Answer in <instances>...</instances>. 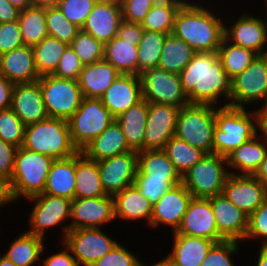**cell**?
Instances as JSON below:
<instances>
[{
	"label": "cell",
	"mask_w": 267,
	"mask_h": 266,
	"mask_svg": "<svg viewBox=\"0 0 267 266\" xmlns=\"http://www.w3.org/2000/svg\"><path fill=\"white\" fill-rule=\"evenodd\" d=\"M189 103L211 104L225 96L230 101L231 78L224 70L217 52H196L179 74Z\"/></svg>",
	"instance_id": "6da1fadb"
},
{
	"label": "cell",
	"mask_w": 267,
	"mask_h": 266,
	"mask_svg": "<svg viewBox=\"0 0 267 266\" xmlns=\"http://www.w3.org/2000/svg\"><path fill=\"white\" fill-rule=\"evenodd\" d=\"M223 23L211 10L185 2L177 12L172 33L196 52H217L224 38Z\"/></svg>",
	"instance_id": "7a4b0ae2"
},
{
	"label": "cell",
	"mask_w": 267,
	"mask_h": 266,
	"mask_svg": "<svg viewBox=\"0 0 267 266\" xmlns=\"http://www.w3.org/2000/svg\"><path fill=\"white\" fill-rule=\"evenodd\" d=\"M255 120L257 127L254 125ZM259 127L257 111L222 106L216 108V126L213 138V153L227 157L236 148L256 136Z\"/></svg>",
	"instance_id": "3957f363"
},
{
	"label": "cell",
	"mask_w": 267,
	"mask_h": 266,
	"mask_svg": "<svg viewBox=\"0 0 267 266\" xmlns=\"http://www.w3.org/2000/svg\"><path fill=\"white\" fill-rule=\"evenodd\" d=\"M22 147L54 160L69 158L79 152L72 143L68 120L51 117L25 127Z\"/></svg>",
	"instance_id": "277c9868"
},
{
	"label": "cell",
	"mask_w": 267,
	"mask_h": 266,
	"mask_svg": "<svg viewBox=\"0 0 267 266\" xmlns=\"http://www.w3.org/2000/svg\"><path fill=\"white\" fill-rule=\"evenodd\" d=\"M215 126L214 105L189 103L180 108L174 136L205 154H213Z\"/></svg>",
	"instance_id": "5b68a950"
},
{
	"label": "cell",
	"mask_w": 267,
	"mask_h": 266,
	"mask_svg": "<svg viewBox=\"0 0 267 266\" xmlns=\"http://www.w3.org/2000/svg\"><path fill=\"white\" fill-rule=\"evenodd\" d=\"M53 161L54 159L50 156L22 146L17 149L11 178L16 200L20 196L30 198L43 193Z\"/></svg>",
	"instance_id": "8992f818"
},
{
	"label": "cell",
	"mask_w": 267,
	"mask_h": 266,
	"mask_svg": "<svg viewBox=\"0 0 267 266\" xmlns=\"http://www.w3.org/2000/svg\"><path fill=\"white\" fill-rule=\"evenodd\" d=\"M226 157L218 154H205L182 177V184L195 198H210L221 194L230 175L225 169Z\"/></svg>",
	"instance_id": "52a82bcc"
},
{
	"label": "cell",
	"mask_w": 267,
	"mask_h": 266,
	"mask_svg": "<svg viewBox=\"0 0 267 266\" xmlns=\"http://www.w3.org/2000/svg\"><path fill=\"white\" fill-rule=\"evenodd\" d=\"M115 118L103 105L101 98H83L80 107L68 119L71 140L81 151L98 137Z\"/></svg>",
	"instance_id": "ba28073f"
},
{
	"label": "cell",
	"mask_w": 267,
	"mask_h": 266,
	"mask_svg": "<svg viewBox=\"0 0 267 266\" xmlns=\"http://www.w3.org/2000/svg\"><path fill=\"white\" fill-rule=\"evenodd\" d=\"M38 82L48 117L68 120L80 107L84 97L78 81L47 75Z\"/></svg>",
	"instance_id": "9c48e42d"
},
{
	"label": "cell",
	"mask_w": 267,
	"mask_h": 266,
	"mask_svg": "<svg viewBox=\"0 0 267 266\" xmlns=\"http://www.w3.org/2000/svg\"><path fill=\"white\" fill-rule=\"evenodd\" d=\"M267 103V54L258 55L240 74L231 79L230 103L223 106L244 108L258 101ZM244 104V105H243Z\"/></svg>",
	"instance_id": "30bf717a"
},
{
	"label": "cell",
	"mask_w": 267,
	"mask_h": 266,
	"mask_svg": "<svg viewBox=\"0 0 267 266\" xmlns=\"http://www.w3.org/2000/svg\"><path fill=\"white\" fill-rule=\"evenodd\" d=\"M143 99L148 103H159L183 107L189 104L183 92L179 74L167 72L160 67L143 70L140 74Z\"/></svg>",
	"instance_id": "8fae6325"
},
{
	"label": "cell",
	"mask_w": 267,
	"mask_h": 266,
	"mask_svg": "<svg viewBox=\"0 0 267 266\" xmlns=\"http://www.w3.org/2000/svg\"><path fill=\"white\" fill-rule=\"evenodd\" d=\"M63 244L70 250L78 266H91L110 252L118 242L109 238L100 228H79L69 230Z\"/></svg>",
	"instance_id": "7c38bea8"
},
{
	"label": "cell",
	"mask_w": 267,
	"mask_h": 266,
	"mask_svg": "<svg viewBox=\"0 0 267 266\" xmlns=\"http://www.w3.org/2000/svg\"><path fill=\"white\" fill-rule=\"evenodd\" d=\"M69 225L63 226V239L69 230L79 228H99L104 223L115 219L114 198L100 196L97 198H78L71 201Z\"/></svg>",
	"instance_id": "4fadbf2b"
},
{
	"label": "cell",
	"mask_w": 267,
	"mask_h": 266,
	"mask_svg": "<svg viewBox=\"0 0 267 266\" xmlns=\"http://www.w3.org/2000/svg\"><path fill=\"white\" fill-rule=\"evenodd\" d=\"M97 163L102 187L106 195L114 197L133 185L138 168V152L128 151Z\"/></svg>",
	"instance_id": "5bb4252c"
},
{
	"label": "cell",
	"mask_w": 267,
	"mask_h": 266,
	"mask_svg": "<svg viewBox=\"0 0 267 266\" xmlns=\"http://www.w3.org/2000/svg\"><path fill=\"white\" fill-rule=\"evenodd\" d=\"M180 107L148 103L147 123L144 131V150H163L175 135Z\"/></svg>",
	"instance_id": "9a60e30c"
},
{
	"label": "cell",
	"mask_w": 267,
	"mask_h": 266,
	"mask_svg": "<svg viewBox=\"0 0 267 266\" xmlns=\"http://www.w3.org/2000/svg\"><path fill=\"white\" fill-rule=\"evenodd\" d=\"M222 194L247 216L255 212L267 197L266 187L253 175L230 173Z\"/></svg>",
	"instance_id": "2e32d148"
},
{
	"label": "cell",
	"mask_w": 267,
	"mask_h": 266,
	"mask_svg": "<svg viewBox=\"0 0 267 266\" xmlns=\"http://www.w3.org/2000/svg\"><path fill=\"white\" fill-rule=\"evenodd\" d=\"M35 201L32 209L27 231L44 239L46 229L60 225L63 220L70 217L71 201L64 197L49 194H38L30 197Z\"/></svg>",
	"instance_id": "e0dca14e"
},
{
	"label": "cell",
	"mask_w": 267,
	"mask_h": 266,
	"mask_svg": "<svg viewBox=\"0 0 267 266\" xmlns=\"http://www.w3.org/2000/svg\"><path fill=\"white\" fill-rule=\"evenodd\" d=\"M174 233L202 237L216 243L224 241L219 235L209 198L192 197L182 222Z\"/></svg>",
	"instance_id": "ac0fdd59"
},
{
	"label": "cell",
	"mask_w": 267,
	"mask_h": 266,
	"mask_svg": "<svg viewBox=\"0 0 267 266\" xmlns=\"http://www.w3.org/2000/svg\"><path fill=\"white\" fill-rule=\"evenodd\" d=\"M122 21L120 0H98L81 29L105 45L117 36Z\"/></svg>",
	"instance_id": "d6986e66"
},
{
	"label": "cell",
	"mask_w": 267,
	"mask_h": 266,
	"mask_svg": "<svg viewBox=\"0 0 267 266\" xmlns=\"http://www.w3.org/2000/svg\"><path fill=\"white\" fill-rule=\"evenodd\" d=\"M224 38L258 55H265L267 51L263 50L267 46V21L249 14H242L239 20L229 28L224 25Z\"/></svg>",
	"instance_id": "ffe728a7"
},
{
	"label": "cell",
	"mask_w": 267,
	"mask_h": 266,
	"mask_svg": "<svg viewBox=\"0 0 267 266\" xmlns=\"http://www.w3.org/2000/svg\"><path fill=\"white\" fill-rule=\"evenodd\" d=\"M103 105L114 118L143 100L139 75L120 74L101 97Z\"/></svg>",
	"instance_id": "44dd1931"
},
{
	"label": "cell",
	"mask_w": 267,
	"mask_h": 266,
	"mask_svg": "<svg viewBox=\"0 0 267 266\" xmlns=\"http://www.w3.org/2000/svg\"><path fill=\"white\" fill-rule=\"evenodd\" d=\"M209 199L219 235L224 240L244 242L249 216L234 206L222 193Z\"/></svg>",
	"instance_id": "7402d4cb"
},
{
	"label": "cell",
	"mask_w": 267,
	"mask_h": 266,
	"mask_svg": "<svg viewBox=\"0 0 267 266\" xmlns=\"http://www.w3.org/2000/svg\"><path fill=\"white\" fill-rule=\"evenodd\" d=\"M10 108L26 126L48 118L38 81L15 83Z\"/></svg>",
	"instance_id": "603a6c76"
},
{
	"label": "cell",
	"mask_w": 267,
	"mask_h": 266,
	"mask_svg": "<svg viewBox=\"0 0 267 266\" xmlns=\"http://www.w3.org/2000/svg\"><path fill=\"white\" fill-rule=\"evenodd\" d=\"M192 197L182 183L172 187L153 206L151 226L158 227L162 223L172 226L176 232Z\"/></svg>",
	"instance_id": "cb8c5ba5"
},
{
	"label": "cell",
	"mask_w": 267,
	"mask_h": 266,
	"mask_svg": "<svg viewBox=\"0 0 267 266\" xmlns=\"http://www.w3.org/2000/svg\"><path fill=\"white\" fill-rule=\"evenodd\" d=\"M0 73L14 84L38 81L33 47L22 45L0 55Z\"/></svg>",
	"instance_id": "d4e9b609"
},
{
	"label": "cell",
	"mask_w": 267,
	"mask_h": 266,
	"mask_svg": "<svg viewBox=\"0 0 267 266\" xmlns=\"http://www.w3.org/2000/svg\"><path fill=\"white\" fill-rule=\"evenodd\" d=\"M121 73L105 59L84 65L78 84L84 98H101Z\"/></svg>",
	"instance_id": "484cf974"
},
{
	"label": "cell",
	"mask_w": 267,
	"mask_h": 266,
	"mask_svg": "<svg viewBox=\"0 0 267 266\" xmlns=\"http://www.w3.org/2000/svg\"><path fill=\"white\" fill-rule=\"evenodd\" d=\"M128 151L133 150L127 145L122 128L116 120L81 150L87 158L97 162Z\"/></svg>",
	"instance_id": "4316f807"
},
{
	"label": "cell",
	"mask_w": 267,
	"mask_h": 266,
	"mask_svg": "<svg viewBox=\"0 0 267 266\" xmlns=\"http://www.w3.org/2000/svg\"><path fill=\"white\" fill-rule=\"evenodd\" d=\"M76 186V154L65 159L53 161L47 176L43 193L75 199Z\"/></svg>",
	"instance_id": "83f0119b"
},
{
	"label": "cell",
	"mask_w": 267,
	"mask_h": 266,
	"mask_svg": "<svg viewBox=\"0 0 267 266\" xmlns=\"http://www.w3.org/2000/svg\"><path fill=\"white\" fill-rule=\"evenodd\" d=\"M174 247L168 255L173 266H200L211 247L216 243L202 237L173 233Z\"/></svg>",
	"instance_id": "f1b7e54d"
},
{
	"label": "cell",
	"mask_w": 267,
	"mask_h": 266,
	"mask_svg": "<svg viewBox=\"0 0 267 266\" xmlns=\"http://www.w3.org/2000/svg\"><path fill=\"white\" fill-rule=\"evenodd\" d=\"M115 218L125 220L146 219L151 226L153 206L134 186H128L114 197Z\"/></svg>",
	"instance_id": "f546056e"
},
{
	"label": "cell",
	"mask_w": 267,
	"mask_h": 266,
	"mask_svg": "<svg viewBox=\"0 0 267 266\" xmlns=\"http://www.w3.org/2000/svg\"><path fill=\"white\" fill-rule=\"evenodd\" d=\"M147 116L148 102L143 99L115 118L122 128L127 145L133 151L144 150V131Z\"/></svg>",
	"instance_id": "4dcf8cb0"
},
{
	"label": "cell",
	"mask_w": 267,
	"mask_h": 266,
	"mask_svg": "<svg viewBox=\"0 0 267 266\" xmlns=\"http://www.w3.org/2000/svg\"><path fill=\"white\" fill-rule=\"evenodd\" d=\"M258 135L246 141L226 157L228 167L231 166L240 171L239 175H254L266 157L267 141L263 143V140L258 139L263 138L262 135Z\"/></svg>",
	"instance_id": "1f68e13d"
},
{
	"label": "cell",
	"mask_w": 267,
	"mask_h": 266,
	"mask_svg": "<svg viewBox=\"0 0 267 266\" xmlns=\"http://www.w3.org/2000/svg\"><path fill=\"white\" fill-rule=\"evenodd\" d=\"M107 196L100 179L98 163L81 151L76 153L75 199Z\"/></svg>",
	"instance_id": "d6a6232c"
},
{
	"label": "cell",
	"mask_w": 267,
	"mask_h": 266,
	"mask_svg": "<svg viewBox=\"0 0 267 266\" xmlns=\"http://www.w3.org/2000/svg\"><path fill=\"white\" fill-rule=\"evenodd\" d=\"M117 36L104 46V59L121 74L138 75V44Z\"/></svg>",
	"instance_id": "836d02e7"
},
{
	"label": "cell",
	"mask_w": 267,
	"mask_h": 266,
	"mask_svg": "<svg viewBox=\"0 0 267 266\" xmlns=\"http://www.w3.org/2000/svg\"><path fill=\"white\" fill-rule=\"evenodd\" d=\"M136 175L164 180H182L172 161L163 150H142L138 152Z\"/></svg>",
	"instance_id": "e575fe53"
},
{
	"label": "cell",
	"mask_w": 267,
	"mask_h": 266,
	"mask_svg": "<svg viewBox=\"0 0 267 266\" xmlns=\"http://www.w3.org/2000/svg\"><path fill=\"white\" fill-rule=\"evenodd\" d=\"M196 51L173 33L167 34L158 67L167 72L180 74Z\"/></svg>",
	"instance_id": "d590c367"
},
{
	"label": "cell",
	"mask_w": 267,
	"mask_h": 266,
	"mask_svg": "<svg viewBox=\"0 0 267 266\" xmlns=\"http://www.w3.org/2000/svg\"><path fill=\"white\" fill-rule=\"evenodd\" d=\"M43 241V238L25 231L12 242L7 253L2 256L16 266H33L44 251Z\"/></svg>",
	"instance_id": "8d00e7d4"
},
{
	"label": "cell",
	"mask_w": 267,
	"mask_h": 266,
	"mask_svg": "<svg viewBox=\"0 0 267 266\" xmlns=\"http://www.w3.org/2000/svg\"><path fill=\"white\" fill-rule=\"evenodd\" d=\"M184 0H158L141 22V27L147 31L171 34L174 22Z\"/></svg>",
	"instance_id": "74e56055"
},
{
	"label": "cell",
	"mask_w": 267,
	"mask_h": 266,
	"mask_svg": "<svg viewBox=\"0 0 267 266\" xmlns=\"http://www.w3.org/2000/svg\"><path fill=\"white\" fill-rule=\"evenodd\" d=\"M67 46V43L51 36H46L41 42L33 46L35 67L39 78L55 73Z\"/></svg>",
	"instance_id": "f35d334b"
},
{
	"label": "cell",
	"mask_w": 267,
	"mask_h": 266,
	"mask_svg": "<svg viewBox=\"0 0 267 266\" xmlns=\"http://www.w3.org/2000/svg\"><path fill=\"white\" fill-rule=\"evenodd\" d=\"M17 21L24 45L33 47L48 36L46 8L32 6L22 9Z\"/></svg>",
	"instance_id": "ab89813d"
},
{
	"label": "cell",
	"mask_w": 267,
	"mask_h": 266,
	"mask_svg": "<svg viewBox=\"0 0 267 266\" xmlns=\"http://www.w3.org/2000/svg\"><path fill=\"white\" fill-rule=\"evenodd\" d=\"M217 55L231 79L242 73L258 56L257 53L250 49L230 44L225 38H223L217 50Z\"/></svg>",
	"instance_id": "60d3db41"
},
{
	"label": "cell",
	"mask_w": 267,
	"mask_h": 266,
	"mask_svg": "<svg viewBox=\"0 0 267 266\" xmlns=\"http://www.w3.org/2000/svg\"><path fill=\"white\" fill-rule=\"evenodd\" d=\"M163 151L172 161L176 170L182 177L205 155L200 149L191 146L176 136H173L165 144Z\"/></svg>",
	"instance_id": "b9f144b4"
},
{
	"label": "cell",
	"mask_w": 267,
	"mask_h": 266,
	"mask_svg": "<svg viewBox=\"0 0 267 266\" xmlns=\"http://www.w3.org/2000/svg\"><path fill=\"white\" fill-rule=\"evenodd\" d=\"M166 35L144 30L138 44V75L145 69L158 67Z\"/></svg>",
	"instance_id": "7bdbcfd3"
},
{
	"label": "cell",
	"mask_w": 267,
	"mask_h": 266,
	"mask_svg": "<svg viewBox=\"0 0 267 266\" xmlns=\"http://www.w3.org/2000/svg\"><path fill=\"white\" fill-rule=\"evenodd\" d=\"M46 27L48 36L59 39L68 45L81 30L77 25L71 23L58 7L46 8Z\"/></svg>",
	"instance_id": "ee69618b"
},
{
	"label": "cell",
	"mask_w": 267,
	"mask_h": 266,
	"mask_svg": "<svg viewBox=\"0 0 267 266\" xmlns=\"http://www.w3.org/2000/svg\"><path fill=\"white\" fill-rule=\"evenodd\" d=\"M83 65L104 59V44L82 29L69 44Z\"/></svg>",
	"instance_id": "f6af8a7d"
},
{
	"label": "cell",
	"mask_w": 267,
	"mask_h": 266,
	"mask_svg": "<svg viewBox=\"0 0 267 266\" xmlns=\"http://www.w3.org/2000/svg\"><path fill=\"white\" fill-rule=\"evenodd\" d=\"M181 183L182 180H164L149 178L147 175H135L133 185L154 206L167 191Z\"/></svg>",
	"instance_id": "bcb514c9"
},
{
	"label": "cell",
	"mask_w": 267,
	"mask_h": 266,
	"mask_svg": "<svg viewBox=\"0 0 267 266\" xmlns=\"http://www.w3.org/2000/svg\"><path fill=\"white\" fill-rule=\"evenodd\" d=\"M26 125L11 108L0 110V138L16 147L24 142Z\"/></svg>",
	"instance_id": "7dc6e473"
},
{
	"label": "cell",
	"mask_w": 267,
	"mask_h": 266,
	"mask_svg": "<svg viewBox=\"0 0 267 266\" xmlns=\"http://www.w3.org/2000/svg\"><path fill=\"white\" fill-rule=\"evenodd\" d=\"M98 0H62L58 6L63 15L82 28Z\"/></svg>",
	"instance_id": "c3c4849f"
},
{
	"label": "cell",
	"mask_w": 267,
	"mask_h": 266,
	"mask_svg": "<svg viewBox=\"0 0 267 266\" xmlns=\"http://www.w3.org/2000/svg\"><path fill=\"white\" fill-rule=\"evenodd\" d=\"M238 243L234 240L215 243L200 266H235L230 255L238 253Z\"/></svg>",
	"instance_id": "681fc988"
},
{
	"label": "cell",
	"mask_w": 267,
	"mask_h": 266,
	"mask_svg": "<svg viewBox=\"0 0 267 266\" xmlns=\"http://www.w3.org/2000/svg\"><path fill=\"white\" fill-rule=\"evenodd\" d=\"M83 67L84 65L77 54L70 47V45H68L64 51V54L59 60L58 66L53 75L58 78L77 81Z\"/></svg>",
	"instance_id": "f907efd6"
},
{
	"label": "cell",
	"mask_w": 267,
	"mask_h": 266,
	"mask_svg": "<svg viewBox=\"0 0 267 266\" xmlns=\"http://www.w3.org/2000/svg\"><path fill=\"white\" fill-rule=\"evenodd\" d=\"M249 238H261L262 245H267V197L261 206L249 216L245 240Z\"/></svg>",
	"instance_id": "816d5d0a"
},
{
	"label": "cell",
	"mask_w": 267,
	"mask_h": 266,
	"mask_svg": "<svg viewBox=\"0 0 267 266\" xmlns=\"http://www.w3.org/2000/svg\"><path fill=\"white\" fill-rule=\"evenodd\" d=\"M139 258L133 255L127 248L118 243L103 258L97 260L91 266H139Z\"/></svg>",
	"instance_id": "f5cc1de1"
},
{
	"label": "cell",
	"mask_w": 267,
	"mask_h": 266,
	"mask_svg": "<svg viewBox=\"0 0 267 266\" xmlns=\"http://www.w3.org/2000/svg\"><path fill=\"white\" fill-rule=\"evenodd\" d=\"M158 0H120L123 20L140 23Z\"/></svg>",
	"instance_id": "db71d44e"
},
{
	"label": "cell",
	"mask_w": 267,
	"mask_h": 266,
	"mask_svg": "<svg viewBox=\"0 0 267 266\" xmlns=\"http://www.w3.org/2000/svg\"><path fill=\"white\" fill-rule=\"evenodd\" d=\"M24 45L18 21L0 23V55Z\"/></svg>",
	"instance_id": "11a10c76"
},
{
	"label": "cell",
	"mask_w": 267,
	"mask_h": 266,
	"mask_svg": "<svg viewBox=\"0 0 267 266\" xmlns=\"http://www.w3.org/2000/svg\"><path fill=\"white\" fill-rule=\"evenodd\" d=\"M17 149L0 138V176L12 178Z\"/></svg>",
	"instance_id": "9f6ffc18"
},
{
	"label": "cell",
	"mask_w": 267,
	"mask_h": 266,
	"mask_svg": "<svg viewBox=\"0 0 267 266\" xmlns=\"http://www.w3.org/2000/svg\"><path fill=\"white\" fill-rule=\"evenodd\" d=\"M144 29L140 23L122 21L117 32V37L129 42H140Z\"/></svg>",
	"instance_id": "6f0895ef"
},
{
	"label": "cell",
	"mask_w": 267,
	"mask_h": 266,
	"mask_svg": "<svg viewBox=\"0 0 267 266\" xmlns=\"http://www.w3.org/2000/svg\"><path fill=\"white\" fill-rule=\"evenodd\" d=\"M70 253V250L65 247L64 251L45 258L43 266H78L76 259Z\"/></svg>",
	"instance_id": "680465c9"
},
{
	"label": "cell",
	"mask_w": 267,
	"mask_h": 266,
	"mask_svg": "<svg viewBox=\"0 0 267 266\" xmlns=\"http://www.w3.org/2000/svg\"><path fill=\"white\" fill-rule=\"evenodd\" d=\"M13 87L14 83L0 73V110L11 107Z\"/></svg>",
	"instance_id": "91938a15"
},
{
	"label": "cell",
	"mask_w": 267,
	"mask_h": 266,
	"mask_svg": "<svg viewBox=\"0 0 267 266\" xmlns=\"http://www.w3.org/2000/svg\"><path fill=\"white\" fill-rule=\"evenodd\" d=\"M20 11L8 0H0V23L17 21Z\"/></svg>",
	"instance_id": "94428289"
},
{
	"label": "cell",
	"mask_w": 267,
	"mask_h": 266,
	"mask_svg": "<svg viewBox=\"0 0 267 266\" xmlns=\"http://www.w3.org/2000/svg\"><path fill=\"white\" fill-rule=\"evenodd\" d=\"M15 200L11 179L0 176V206L3 207L4 205L14 202Z\"/></svg>",
	"instance_id": "6125c7cd"
},
{
	"label": "cell",
	"mask_w": 267,
	"mask_h": 266,
	"mask_svg": "<svg viewBox=\"0 0 267 266\" xmlns=\"http://www.w3.org/2000/svg\"><path fill=\"white\" fill-rule=\"evenodd\" d=\"M257 112L259 115V128L262 135H264V140L267 141V103L260 107Z\"/></svg>",
	"instance_id": "be15d7a7"
},
{
	"label": "cell",
	"mask_w": 267,
	"mask_h": 266,
	"mask_svg": "<svg viewBox=\"0 0 267 266\" xmlns=\"http://www.w3.org/2000/svg\"><path fill=\"white\" fill-rule=\"evenodd\" d=\"M253 176L257 180H259L267 189V154Z\"/></svg>",
	"instance_id": "e7e4bbea"
},
{
	"label": "cell",
	"mask_w": 267,
	"mask_h": 266,
	"mask_svg": "<svg viewBox=\"0 0 267 266\" xmlns=\"http://www.w3.org/2000/svg\"><path fill=\"white\" fill-rule=\"evenodd\" d=\"M62 0H33L34 6L41 8L58 7Z\"/></svg>",
	"instance_id": "03108f58"
},
{
	"label": "cell",
	"mask_w": 267,
	"mask_h": 266,
	"mask_svg": "<svg viewBox=\"0 0 267 266\" xmlns=\"http://www.w3.org/2000/svg\"><path fill=\"white\" fill-rule=\"evenodd\" d=\"M256 266H267V245H261Z\"/></svg>",
	"instance_id": "003e7915"
},
{
	"label": "cell",
	"mask_w": 267,
	"mask_h": 266,
	"mask_svg": "<svg viewBox=\"0 0 267 266\" xmlns=\"http://www.w3.org/2000/svg\"><path fill=\"white\" fill-rule=\"evenodd\" d=\"M11 4L20 10L34 6L33 0H8Z\"/></svg>",
	"instance_id": "a7ac6f4b"
},
{
	"label": "cell",
	"mask_w": 267,
	"mask_h": 266,
	"mask_svg": "<svg viewBox=\"0 0 267 266\" xmlns=\"http://www.w3.org/2000/svg\"><path fill=\"white\" fill-rule=\"evenodd\" d=\"M139 266H144L141 261L139 262ZM151 266H173L172 261L169 256L165 257L164 259L160 260L159 262L151 265Z\"/></svg>",
	"instance_id": "89a4df30"
},
{
	"label": "cell",
	"mask_w": 267,
	"mask_h": 266,
	"mask_svg": "<svg viewBox=\"0 0 267 266\" xmlns=\"http://www.w3.org/2000/svg\"><path fill=\"white\" fill-rule=\"evenodd\" d=\"M0 266H16L13 262L6 259L4 256L0 254Z\"/></svg>",
	"instance_id": "2644e50d"
}]
</instances>
